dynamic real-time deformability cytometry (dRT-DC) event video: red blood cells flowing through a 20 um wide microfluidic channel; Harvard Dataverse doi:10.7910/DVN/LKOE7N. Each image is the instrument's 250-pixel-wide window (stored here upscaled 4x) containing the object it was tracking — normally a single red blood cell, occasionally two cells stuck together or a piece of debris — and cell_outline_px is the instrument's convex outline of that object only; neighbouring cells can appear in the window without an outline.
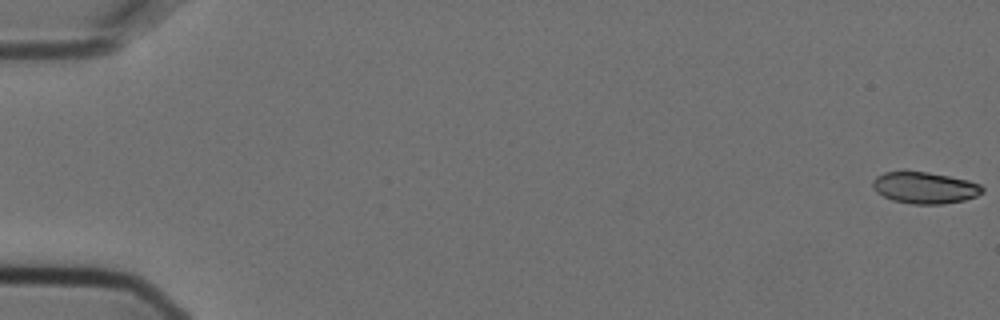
{"species": "Egyptian fruit bat (a non-hibernating species)", "species_latin": "Rousettus aegyptiacus", "temperature_condition": "cold", "stored_images_in_passage": 6, "camera_frame_rate_fps": 3000, "um_per_image_px": 0.085, "animal": {"sex": "female"}, "frame": {"image": 1, "passage_image": 1, "time_ms": 0.0, "image_size_px": [1000, 320], "cell_outline_px": [[984, 192], [976, 196], [964, 200], [944, 204], [912, 204], [892, 200], [876, 192], [872, 188], [872, 180], [876, 176], [884, 172], [904, 168], [928, 172], [968, 180], [980, 184], [984, 188]], "centroid_in_image_um": [78.55, 15.92], "position_along_channel_um": 6.5, "area_um2": 20.81}}
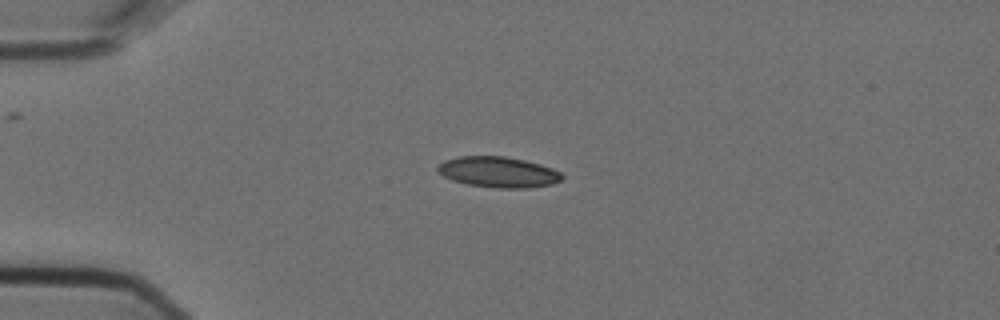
{"frame": {"image": 2, "passage_image": 5, "time_ms": 1.333, "image_size_px": [1000, 320], "cell_outline_px": [[564, 176], [560, 180], [552, 184], [528, 188], [496, 188], [468, 184], [452, 180], [444, 176], [436, 168], [444, 160], [460, 156], [504, 156], [524, 160], [540, 164], [552, 168], [560, 172]], "centroid_in_image_um": [42.36, 14.62], "position_along_channel_um": 42.6, "area_um2": 22.14}}